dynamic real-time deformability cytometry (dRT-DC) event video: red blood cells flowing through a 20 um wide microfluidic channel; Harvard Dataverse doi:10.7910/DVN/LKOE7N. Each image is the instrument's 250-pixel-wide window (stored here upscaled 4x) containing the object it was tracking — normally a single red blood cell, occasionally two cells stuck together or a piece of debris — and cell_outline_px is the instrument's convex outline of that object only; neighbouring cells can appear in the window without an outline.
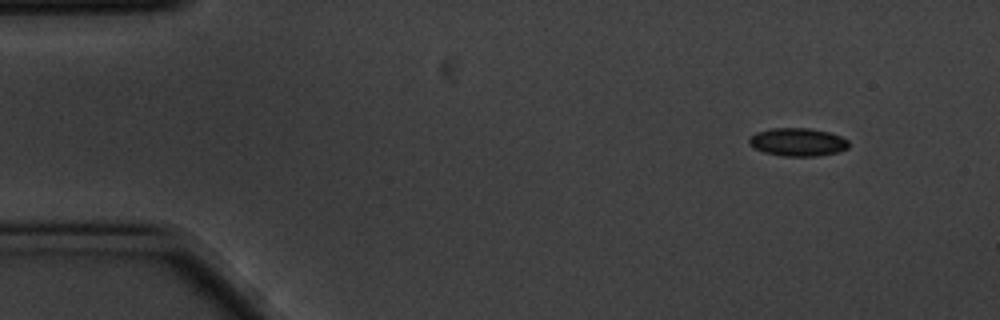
{"species": "common noctule bat (a hibernating species)", "species_latin": "Nyctalus noctula", "temperature_condition": "cold", "stored_images_in_passage": 5, "camera_frame_rate_fps": 3000, "um_per_image_px": 0.085, "animal": {"sex": "male", "body_mass_g": 20.1, "forearm_length_mm": 53.5}, "frame": {"image": 1, "passage_image": 1, "time_ms": 0.0, "image_size_px": [1000, 320], "cell_outline_px": [[848, 148], [836, 152], [816, 156], [784, 156], [764, 152], [748, 144], [748, 140], [756, 132], [772, 128], [808, 128], [828, 132], [840, 136], [848, 140]], "centroid_in_image_um": [67.79, 12.07], "position_along_channel_um": 17.2, "area_um2": 16.13}}
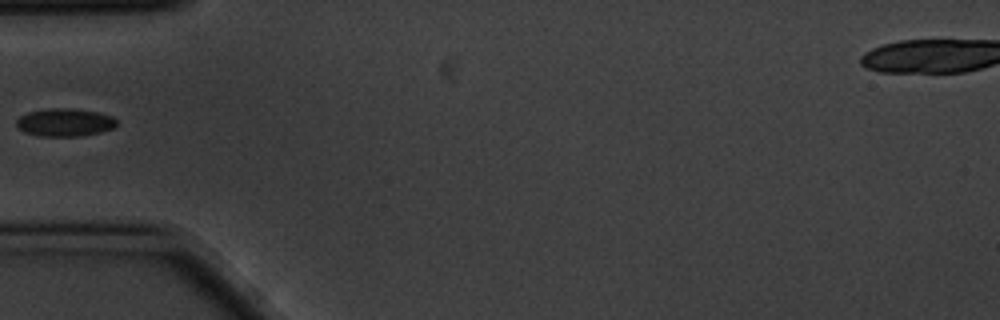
{"frame": {"image": 2, "passage_image": 5, "time_ms": 1.333, "image_size_px": [1000, 320], "cell_outline_px": [[116, 124], [112, 128], [100, 132], [80, 136], [40, 136], [24, 132], [16, 124], [16, 120], [20, 116], [28, 112], [44, 108], [76, 108], [100, 112], [112, 116], [116, 120]], "centroid_in_image_um": [5.5, 10.38], "position_along_channel_um": 79.5, "area_um2": 16.42}}